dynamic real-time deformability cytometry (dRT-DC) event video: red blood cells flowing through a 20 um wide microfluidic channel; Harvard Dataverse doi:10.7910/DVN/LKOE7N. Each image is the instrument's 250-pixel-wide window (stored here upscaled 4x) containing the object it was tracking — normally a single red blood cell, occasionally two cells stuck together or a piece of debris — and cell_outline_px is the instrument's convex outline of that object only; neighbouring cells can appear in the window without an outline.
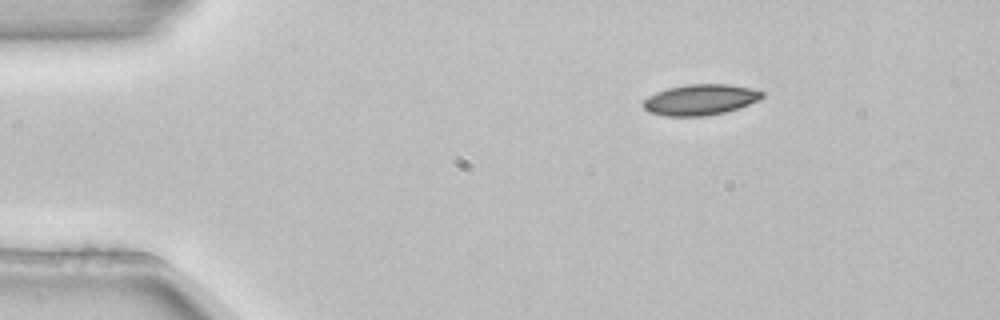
{"species": "common noctule bat (a hibernating species)", "species_latin": "Nyctalus noctula", "temperature_condition": "room temperature", "stored_images_in_passage": 3, "camera_frame_rate_fps": 3000, "um_per_image_px": 0.085, "animal": {"sex": "female", "body_mass_g": 22.7, "forearm_length_mm": 54.2}, "frame": {"image": 1, "passage_image": 1, "time_ms": 0.0, "image_size_px": [1000, 320], "cell_outline_px": [[764, 96], [760, 100], [740, 108], [724, 112], [704, 116], [664, 116], [648, 112], [644, 108], [644, 100], [648, 96], [656, 92], [668, 88], [688, 84], [728, 84], [752, 88], [764, 92]], "centroid_in_image_um": [59.55, 8.47], "position_along_channel_um": 25.4, "area_um2": 21.44}}